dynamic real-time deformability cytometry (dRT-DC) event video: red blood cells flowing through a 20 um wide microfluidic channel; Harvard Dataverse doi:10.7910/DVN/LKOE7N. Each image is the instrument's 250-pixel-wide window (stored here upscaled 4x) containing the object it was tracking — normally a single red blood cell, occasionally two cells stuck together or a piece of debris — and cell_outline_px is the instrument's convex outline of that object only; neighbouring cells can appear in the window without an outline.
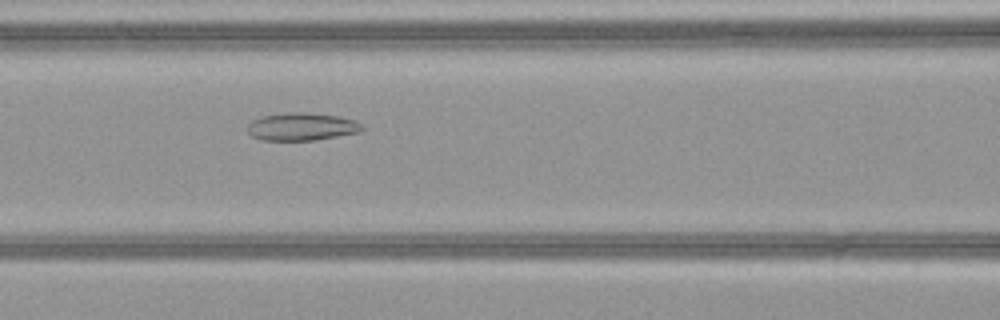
{"species": "common noctule bat (a hibernating species)", "species_latin": "Nyctalus noctula", "temperature_condition": "warm", "stored_images_in_passage": 52, "camera_frame_rate_fps": 3000, "um_per_image_px": 0.085, "animal": {"sex": "female", "body_mass_g": 21.9}, "frame": {"image": 1, "passage_image": 24, "time_ms": 7.667, "image_size_px": [1000, 320], "cell_outline_px": [[364, 128], [360, 132], [316, 140], [260, 140], [252, 136], [248, 132], [248, 124], [252, 120], [264, 116], [292, 112], [304, 112], [336, 116], [356, 120], [364, 124]], "centroid_in_image_um": [25.68, 10.77], "position_along_channel_um": 140.9, "area_um2": 18.5}}
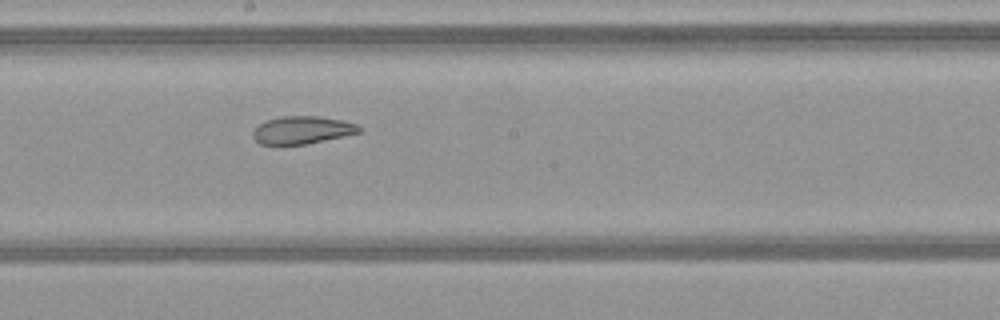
{"frame": {"image": 2, "passage_image": 30, "time_ms": 9.667, "image_size_px": [1000, 320], "cell_outline_px": [[360, 132], [344, 136], [308, 144], [260, 144], [252, 136], [252, 132], [260, 124], [268, 120], [280, 116], [320, 116], [344, 120], [356, 124], [360, 128]], "centroid_in_image_um": [25.7, 11.05], "position_along_channel_um": 222.5, "area_um2": 17.05}}
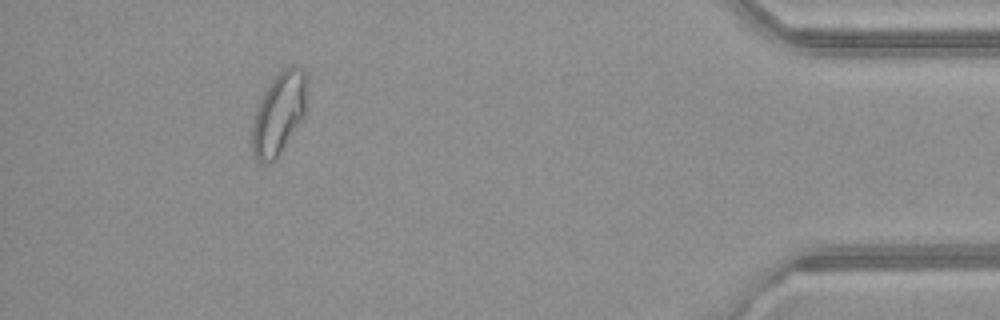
{"frame": {"image": 3, "passage_image": 48, "time_ms": 15.667, "image_size_px": [1000, 320], "cell_outline_px": [[308, 80], [304, 116], [276, 160], [268, 164], [260, 164], [256, 160], [252, 152], [252, 124], [256, 108], [264, 92], [272, 80], [284, 68], [292, 64], [304, 68]], "centroid_in_image_um": [23.71, 9.65], "position_along_channel_um": 411.5, "area_um2": 26.59}, "authors_computed_cell_mechanics": {"area_um2": 24.1315, "velocity_mm_per_s": 4.0843, "shape_relaxation_time_tau1_ms": null, "shape_relaxation_time_tau2_ms": 2.204, "deformation_change_tau1": null, "deformation_change_tau2": 0.0776}}